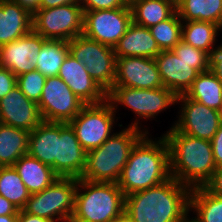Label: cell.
<instances>
[{
  "mask_svg": "<svg viewBox=\"0 0 222 222\" xmlns=\"http://www.w3.org/2000/svg\"><path fill=\"white\" fill-rule=\"evenodd\" d=\"M191 190L170 177L161 184L126 195L124 212L133 222H189Z\"/></svg>",
  "mask_w": 222,
  "mask_h": 222,
  "instance_id": "cell-1",
  "label": "cell"
},
{
  "mask_svg": "<svg viewBox=\"0 0 222 222\" xmlns=\"http://www.w3.org/2000/svg\"><path fill=\"white\" fill-rule=\"evenodd\" d=\"M153 140L147 133L133 147L117 182L124 195L146 190L168 180L169 146L161 135Z\"/></svg>",
  "mask_w": 222,
  "mask_h": 222,
  "instance_id": "cell-2",
  "label": "cell"
},
{
  "mask_svg": "<svg viewBox=\"0 0 222 222\" xmlns=\"http://www.w3.org/2000/svg\"><path fill=\"white\" fill-rule=\"evenodd\" d=\"M169 146L170 175L190 187H203L217 169L211 142L177 131L173 126L163 135Z\"/></svg>",
  "mask_w": 222,
  "mask_h": 222,
  "instance_id": "cell-3",
  "label": "cell"
},
{
  "mask_svg": "<svg viewBox=\"0 0 222 222\" xmlns=\"http://www.w3.org/2000/svg\"><path fill=\"white\" fill-rule=\"evenodd\" d=\"M139 119L113 133L100 147L87 152L86 167L80 179L117 183L136 143L149 132L141 130Z\"/></svg>",
  "mask_w": 222,
  "mask_h": 222,
  "instance_id": "cell-4",
  "label": "cell"
},
{
  "mask_svg": "<svg viewBox=\"0 0 222 222\" xmlns=\"http://www.w3.org/2000/svg\"><path fill=\"white\" fill-rule=\"evenodd\" d=\"M124 208L125 195L117 183L79 178L70 222H113L124 213Z\"/></svg>",
  "mask_w": 222,
  "mask_h": 222,
  "instance_id": "cell-5",
  "label": "cell"
},
{
  "mask_svg": "<svg viewBox=\"0 0 222 222\" xmlns=\"http://www.w3.org/2000/svg\"><path fill=\"white\" fill-rule=\"evenodd\" d=\"M77 178L58 177L46 189L32 193L24 212L54 222H70L74 213Z\"/></svg>",
  "mask_w": 222,
  "mask_h": 222,
  "instance_id": "cell-6",
  "label": "cell"
},
{
  "mask_svg": "<svg viewBox=\"0 0 222 222\" xmlns=\"http://www.w3.org/2000/svg\"><path fill=\"white\" fill-rule=\"evenodd\" d=\"M68 43L70 55L85 66L92 79L107 93L115 81L116 57L113 47L83 34Z\"/></svg>",
  "mask_w": 222,
  "mask_h": 222,
  "instance_id": "cell-7",
  "label": "cell"
},
{
  "mask_svg": "<svg viewBox=\"0 0 222 222\" xmlns=\"http://www.w3.org/2000/svg\"><path fill=\"white\" fill-rule=\"evenodd\" d=\"M115 112L106 99L98 104H87L69 122L82 148L88 152L100 147L114 132Z\"/></svg>",
  "mask_w": 222,
  "mask_h": 222,
  "instance_id": "cell-8",
  "label": "cell"
},
{
  "mask_svg": "<svg viewBox=\"0 0 222 222\" xmlns=\"http://www.w3.org/2000/svg\"><path fill=\"white\" fill-rule=\"evenodd\" d=\"M107 100L116 112L118 105L129 108L139 119H152L175 105L177 96L164 86L156 89H136L130 87H112L107 92Z\"/></svg>",
  "mask_w": 222,
  "mask_h": 222,
  "instance_id": "cell-9",
  "label": "cell"
},
{
  "mask_svg": "<svg viewBox=\"0 0 222 222\" xmlns=\"http://www.w3.org/2000/svg\"><path fill=\"white\" fill-rule=\"evenodd\" d=\"M84 10L80 4H67L33 13L32 30L45 39H71L83 33Z\"/></svg>",
  "mask_w": 222,
  "mask_h": 222,
  "instance_id": "cell-10",
  "label": "cell"
},
{
  "mask_svg": "<svg viewBox=\"0 0 222 222\" xmlns=\"http://www.w3.org/2000/svg\"><path fill=\"white\" fill-rule=\"evenodd\" d=\"M132 22L129 3L117 9L84 11L82 34L114 48Z\"/></svg>",
  "mask_w": 222,
  "mask_h": 222,
  "instance_id": "cell-11",
  "label": "cell"
},
{
  "mask_svg": "<svg viewBox=\"0 0 222 222\" xmlns=\"http://www.w3.org/2000/svg\"><path fill=\"white\" fill-rule=\"evenodd\" d=\"M84 105L60 77L46 78L38 102L45 122L69 123Z\"/></svg>",
  "mask_w": 222,
  "mask_h": 222,
  "instance_id": "cell-12",
  "label": "cell"
},
{
  "mask_svg": "<svg viewBox=\"0 0 222 222\" xmlns=\"http://www.w3.org/2000/svg\"><path fill=\"white\" fill-rule=\"evenodd\" d=\"M176 104L181 108L177 117L179 119L173 127L189 136L211 141L222 124L218 110L194 101L185 94L177 96Z\"/></svg>",
  "mask_w": 222,
  "mask_h": 222,
  "instance_id": "cell-13",
  "label": "cell"
},
{
  "mask_svg": "<svg viewBox=\"0 0 222 222\" xmlns=\"http://www.w3.org/2000/svg\"><path fill=\"white\" fill-rule=\"evenodd\" d=\"M113 87L156 89L163 87L155 59L144 57L116 58Z\"/></svg>",
  "mask_w": 222,
  "mask_h": 222,
  "instance_id": "cell-14",
  "label": "cell"
},
{
  "mask_svg": "<svg viewBox=\"0 0 222 222\" xmlns=\"http://www.w3.org/2000/svg\"><path fill=\"white\" fill-rule=\"evenodd\" d=\"M43 121L38 103L28 99L17 85L0 99V123L30 133Z\"/></svg>",
  "mask_w": 222,
  "mask_h": 222,
  "instance_id": "cell-15",
  "label": "cell"
},
{
  "mask_svg": "<svg viewBox=\"0 0 222 222\" xmlns=\"http://www.w3.org/2000/svg\"><path fill=\"white\" fill-rule=\"evenodd\" d=\"M45 40L32 30L27 35L0 46V66L9 69L16 77L34 70Z\"/></svg>",
  "mask_w": 222,
  "mask_h": 222,
  "instance_id": "cell-16",
  "label": "cell"
},
{
  "mask_svg": "<svg viewBox=\"0 0 222 222\" xmlns=\"http://www.w3.org/2000/svg\"><path fill=\"white\" fill-rule=\"evenodd\" d=\"M87 152L69 123H58V148L55 173L59 177L79 179L86 167Z\"/></svg>",
  "mask_w": 222,
  "mask_h": 222,
  "instance_id": "cell-17",
  "label": "cell"
},
{
  "mask_svg": "<svg viewBox=\"0 0 222 222\" xmlns=\"http://www.w3.org/2000/svg\"><path fill=\"white\" fill-rule=\"evenodd\" d=\"M60 77L85 104H98L107 99V93L92 79L85 66L70 53L62 63Z\"/></svg>",
  "mask_w": 222,
  "mask_h": 222,
  "instance_id": "cell-18",
  "label": "cell"
},
{
  "mask_svg": "<svg viewBox=\"0 0 222 222\" xmlns=\"http://www.w3.org/2000/svg\"><path fill=\"white\" fill-rule=\"evenodd\" d=\"M155 60L163 86L176 96L186 94L199 75L193 64L179 59L172 50L161 51Z\"/></svg>",
  "mask_w": 222,
  "mask_h": 222,
  "instance_id": "cell-19",
  "label": "cell"
},
{
  "mask_svg": "<svg viewBox=\"0 0 222 222\" xmlns=\"http://www.w3.org/2000/svg\"><path fill=\"white\" fill-rule=\"evenodd\" d=\"M33 14L14 0H0V46L32 31Z\"/></svg>",
  "mask_w": 222,
  "mask_h": 222,
  "instance_id": "cell-20",
  "label": "cell"
},
{
  "mask_svg": "<svg viewBox=\"0 0 222 222\" xmlns=\"http://www.w3.org/2000/svg\"><path fill=\"white\" fill-rule=\"evenodd\" d=\"M115 57L152 58L161 52L149 28L132 22L124 36L115 45Z\"/></svg>",
  "mask_w": 222,
  "mask_h": 222,
  "instance_id": "cell-21",
  "label": "cell"
},
{
  "mask_svg": "<svg viewBox=\"0 0 222 222\" xmlns=\"http://www.w3.org/2000/svg\"><path fill=\"white\" fill-rule=\"evenodd\" d=\"M58 148V123L43 121L28 136V154L50 166L55 172Z\"/></svg>",
  "mask_w": 222,
  "mask_h": 222,
  "instance_id": "cell-22",
  "label": "cell"
},
{
  "mask_svg": "<svg viewBox=\"0 0 222 222\" xmlns=\"http://www.w3.org/2000/svg\"><path fill=\"white\" fill-rule=\"evenodd\" d=\"M13 167L31 194L46 189L59 177L50 166L28 153L20 157Z\"/></svg>",
  "mask_w": 222,
  "mask_h": 222,
  "instance_id": "cell-23",
  "label": "cell"
},
{
  "mask_svg": "<svg viewBox=\"0 0 222 222\" xmlns=\"http://www.w3.org/2000/svg\"><path fill=\"white\" fill-rule=\"evenodd\" d=\"M132 21L150 28L169 19L176 12V0H132Z\"/></svg>",
  "mask_w": 222,
  "mask_h": 222,
  "instance_id": "cell-24",
  "label": "cell"
},
{
  "mask_svg": "<svg viewBox=\"0 0 222 222\" xmlns=\"http://www.w3.org/2000/svg\"><path fill=\"white\" fill-rule=\"evenodd\" d=\"M176 12L182 22H212L222 29V0H176Z\"/></svg>",
  "mask_w": 222,
  "mask_h": 222,
  "instance_id": "cell-25",
  "label": "cell"
},
{
  "mask_svg": "<svg viewBox=\"0 0 222 222\" xmlns=\"http://www.w3.org/2000/svg\"><path fill=\"white\" fill-rule=\"evenodd\" d=\"M29 132L0 123V167L13 166L28 153Z\"/></svg>",
  "mask_w": 222,
  "mask_h": 222,
  "instance_id": "cell-26",
  "label": "cell"
},
{
  "mask_svg": "<svg viewBox=\"0 0 222 222\" xmlns=\"http://www.w3.org/2000/svg\"><path fill=\"white\" fill-rule=\"evenodd\" d=\"M190 211L196 216L189 222H222V196L209 192L204 186L193 188Z\"/></svg>",
  "mask_w": 222,
  "mask_h": 222,
  "instance_id": "cell-27",
  "label": "cell"
},
{
  "mask_svg": "<svg viewBox=\"0 0 222 222\" xmlns=\"http://www.w3.org/2000/svg\"><path fill=\"white\" fill-rule=\"evenodd\" d=\"M185 95L209 108L218 110L222 102V83L209 69L199 73Z\"/></svg>",
  "mask_w": 222,
  "mask_h": 222,
  "instance_id": "cell-28",
  "label": "cell"
},
{
  "mask_svg": "<svg viewBox=\"0 0 222 222\" xmlns=\"http://www.w3.org/2000/svg\"><path fill=\"white\" fill-rule=\"evenodd\" d=\"M221 30L217 24L212 22H182V41L211 55L218 47V45L215 46V43L218 41L216 38Z\"/></svg>",
  "mask_w": 222,
  "mask_h": 222,
  "instance_id": "cell-29",
  "label": "cell"
},
{
  "mask_svg": "<svg viewBox=\"0 0 222 222\" xmlns=\"http://www.w3.org/2000/svg\"><path fill=\"white\" fill-rule=\"evenodd\" d=\"M68 54V42L46 39L38 54L35 70L39 71L46 78L58 76L60 67Z\"/></svg>",
  "mask_w": 222,
  "mask_h": 222,
  "instance_id": "cell-30",
  "label": "cell"
},
{
  "mask_svg": "<svg viewBox=\"0 0 222 222\" xmlns=\"http://www.w3.org/2000/svg\"><path fill=\"white\" fill-rule=\"evenodd\" d=\"M0 195L22 210L31 193L13 166L0 167Z\"/></svg>",
  "mask_w": 222,
  "mask_h": 222,
  "instance_id": "cell-31",
  "label": "cell"
},
{
  "mask_svg": "<svg viewBox=\"0 0 222 222\" xmlns=\"http://www.w3.org/2000/svg\"><path fill=\"white\" fill-rule=\"evenodd\" d=\"M149 30L161 51L172 50L182 40V21L177 12Z\"/></svg>",
  "mask_w": 222,
  "mask_h": 222,
  "instance_id": "cell-32",
  "label": "cell"
},
{
  "mask_svg": "<svg viewBox=\"0 0 222 222\" xmlns=\"http://www.w3.org/2000/svg\"><path fill=\"white\" fill-rule=\"evenodd\" d=\"M172 52L187 63L193 64V68L199 73L210 69V55L205 51L180 41Z\"/></svg>",
  "mask_w": 222,
  "mask_h": 222,
  "instance_id": "cell-33",
  "label": "cell"
},
{
  "mask_svg": "<svg viewBox=\"0 0 222 222\" xmlns=\"http://www.w3.org/2000/svg\"><path fill=\"white\" fill-rule=\"evenodd\" d=\"M46 77L37 70H32L17 76L16 85L30 100L39 102Z\"/></svg>",
  "mask_w": 222,
  "mask_h": 222,
  "instance_id": "cell-34",
  "label": "cell"
},
{
  "mask_svg": "<svg viewBox=\"0 0 222 222\" xmlns=\"http://www.w3.org/2000/svg\"><path fill=\"white\" fill-rule=\"evenodd\" d=\"M79 4L84 11L108 10L124 7L125 0H79Z\"/></svg>",
  "mask_w": 222,
  "mask_h": 222,
  "instance_id": "cell-35",
  "label": "cell"
},
{
  "mask_svg": "<svg viewBox=\"0 0 222 222\" xmlns=\"http://www.w3.org/2000/svg\"><path fill=\"white\" fill-rule=\"evenodd\" d=\"M17 77L7 68L0 66V99L16 86Z\"/></svg>",
  "mask_w": 222,
  "mask_h": 222,
  "instance_id": "cell-36",
  "label": "cell"
},
{
  "mask_svg": "<svg viewBox=\"0 0 222 222\" xmlns=\"http://www.w3.org/2000/svg\"><path fill=\"white\" fill-rule=\"evenodd\" d=\"M210 142L215 165L217 168L222 167V124Z\"/></svg>",
  "mask_w": 222,
  "mask_h": 222,
  "instance_id": "cell-37",
  "label": "cell"
},
{
  "mask_svg": "<svg viewBox=\"0 0 222 222\" xmlns=\"http://www.w3.org/2000/svg\"><path fill=\"white\" fill-rule=\"evenodd\" d=\"M210 70L222 83V42L210 55Z\"/></svg>",
  "mask_w": 222,
  "mask_h": 222,
  "instance_id": "cell-38",
  "label": "cell"
},
{
  "mask_svg": "<svg viewBox=\"0 0 222 222\" xmlns=\"http://www.w3.org/2000/svg\"><path fill=\"white\" fill-rule=\"evenodd\" d=\"M211 193L222 196V167L217 168L211 179L204 185Z\"/></svg>",
  "mask_w": 222,
  "mask_h": 222,
  "instance_id": "cell-39",
  "label": "cell"
},
{
  "mask_svg": "<svg viewBox=\"0 0 222 222\" xmlns=\"http://www.w3.org/2000/svg\"><path fill=\"white\" fill-rule=\"evenodd\" d=\"M19 209L8 199L0 195V215H18Z\"/></svg>",
  "mask_w": 222,
  "mask_h": 222,
  "instance_id": "cell-40",
  "label": "cell"
},
{
  "mask_svg": "<svg viewBox=\"0 0 222 222\" xmlns=\"http://www.w3.org/2000/svg\"><path fill=\"white\" fill-rule=\"evenodd\" d=\"M67 4H79V0H41L39 9H47Z\"/></svg>",
  "mask_w": 222,
  "mask_h": 222,
  "instance_id": "cell-41",
  "label": "cell"
},
{
  "mask_svg": "<svg viewBox=\"0 0 222 222\" xmlns=\"http://www.w3.org/2000/svg\"><path fill=\"white\" fill-rule=\"evenodd\" d=\"M18 222H54V221L43 218V217L30 215L24 212L23 210H19Z\"/></svg>",
  "mask_w": 222,
  "mask_h": 222,
  "instance_id": "cell-42",
  "label": "cell"
},
{
  "mask_svg": "<svg viewBox=\"0 0 222 222\" xmlns=\"http://www.w3.org/2000/svg\"><path fill=\"white\" fill-rule=\"evenodd\" d=\"M21 7L26 8L32 14L39 9L41 0H14Z\"/></svg>",
  "mask_w": 222,
  "mask_h": 222,
  "instance_id": "cell-43",
  "label": "cell"
},
{
  "mask_svg": "<svg viewBox=\"0 0 222 222\" xmlns=\"http://www.w3.org/2000/svg\"><path fill=\"white\" fill-rule=\"evenodd\" d=\"M0 222H18V215H0Z\"/></svg>",
  "mask_w": 222,
  "mask_h": 222,
  "instance_id": "cell-44",
  "label": "cell"
},
{
  "mask_svg": "<svg viewBox=\"0 0 222 222\" xmlns=\"http://www.w3.org/2000/svg\"><path fill=\"white\" fill-rule=\"evenodd\" d=\"M113 222H133V220L124 212L122 215H120Z\"/></svg>",
  "mask_w": 222,
  "mask_h": 222,
  "instance_id": "cell-45",
  "label": "cell"
},
{
  "mask_svg": "<svg viewBox=\"0 0 222 222\" xmlns=\"http://www.w3.org/2000/svg\"><path fill=\"white\" fill-rule=\"evenodd\" d=\"M218 114H219L220 119H221V121H222V102H221L220 107H219V109H218Z\"/></svg>",
  "mask_w": 222,
  "mask_h": 222,
  "instance_id": "cell-46",
  "label": "cell"
}]
</instances>
